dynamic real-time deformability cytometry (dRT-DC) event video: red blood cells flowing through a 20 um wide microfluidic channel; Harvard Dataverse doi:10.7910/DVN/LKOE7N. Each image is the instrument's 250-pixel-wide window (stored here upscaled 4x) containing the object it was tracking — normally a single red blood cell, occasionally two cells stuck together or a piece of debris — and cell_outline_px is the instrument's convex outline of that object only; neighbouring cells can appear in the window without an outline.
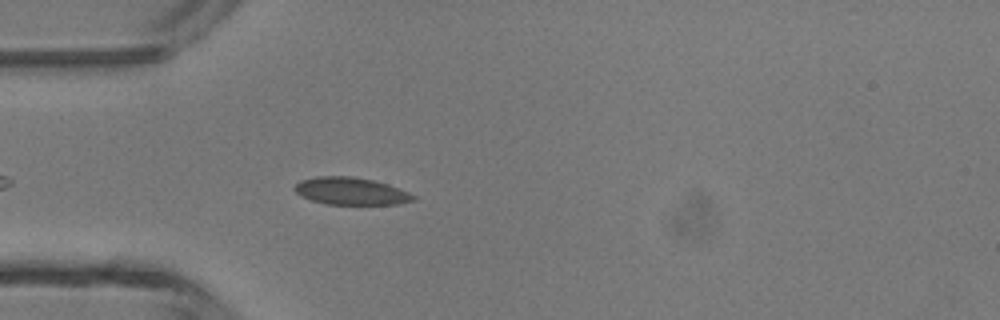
{"species": "common noctule bat (a hibernating species)", "species_latin": "Nyctalus noctula", "temperature_condition": "room temperature", "stored_images_in_passage": 25, "camera_frame_rate_fps": 3000, "um_per_image_px": 0.085, "animal": {"sex": "male", "body_mass_g": 13.3}, "frame": {"image": 1, "passage_image": 5, "time_ms": 1.333, "image_size_px": [1000, 320], "cell_outline_px": [[416, 200], [396, 204], [328, 204], [312, 200], [300, 196], [292, 188], [300, 180], [316, 176], [352, 176], [372, 180], [388, 184], [408, 192], [416, 196]], "centroid_in_image_um": [29.8, 16.24], "position_along_channel_um": 55.2, "area_um2": 18.9}}
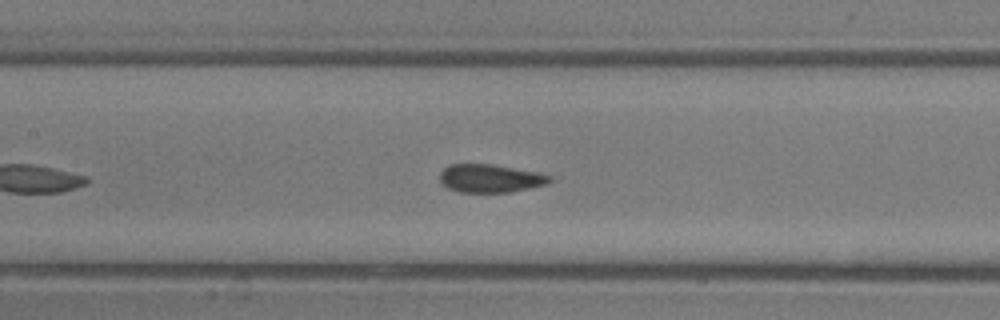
{"frame": {"image": 2, "passage_image": 13, "time_ms": 4.0, "image_size_px": [1000, 320], "cell_outline_px": [[552, 180], [548, 184], [512, 192], [460, 192], [448, 188], [440, 180], [440, 172], [448, 164], [492, 164], [536, 172], [552, 176]], "centroid_in_image_um": [41.68, 15.16], "position_along_channel_um": 165.7, "area_um2": 18.03}}
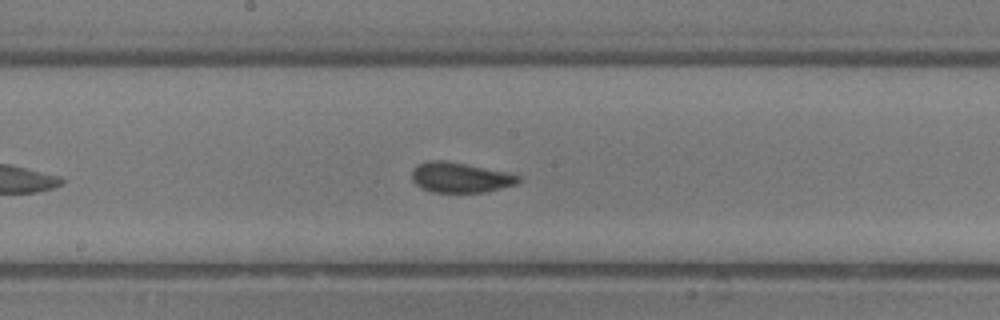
{"frame": {"image": 3, "passage_image": 16, "time_ms": 5.0, "image_size_px": [1000, 320], "cell_outline_px": [[520, 180], [516, 184], [484, 192], [432, 192], [420, 188], [412, 180], [412, 168], [416, 164], [428, 160], [444, 160], [504, 172], [520, 176]], "centroid_in_image_um": [39.03, 15.08], "position_along_channel_um": 209.2, "area_um2": 18.55}}